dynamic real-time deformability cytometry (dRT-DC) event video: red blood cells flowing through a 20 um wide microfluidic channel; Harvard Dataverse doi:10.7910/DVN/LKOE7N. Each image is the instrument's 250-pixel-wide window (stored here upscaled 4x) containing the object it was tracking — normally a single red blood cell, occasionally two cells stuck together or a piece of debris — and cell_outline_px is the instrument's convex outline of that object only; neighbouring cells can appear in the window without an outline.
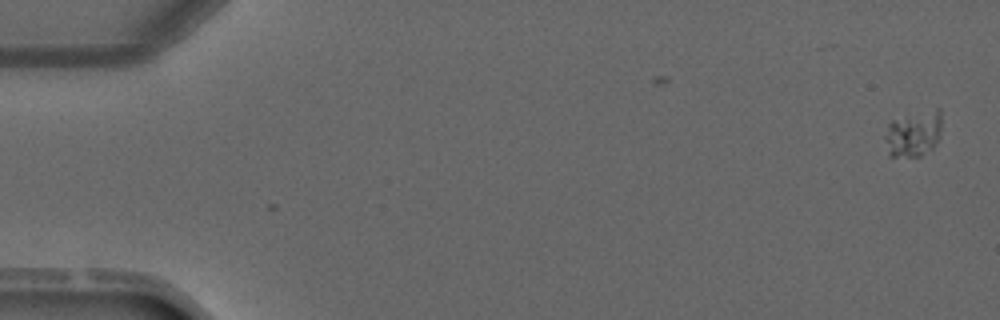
{"species": "common noctule bat (a hibernating species)", "species_latin": "Nyctalus noctula", "temperature_condition": "warm", "stored_images_in_passage": 4, "segment_of_instrument_passage": [2, 2], "camera_frame_rate_fps": 3000, "um_per_image_px": 0.085, "animal": {"sex": "male", "forearm_length_mm": 52.5}, "frame": {"image": 1, "passage_image": 4, "time_ms": 5.0, "image_size_px": [1000, 320], "cell_outline_px": [[940, 132], [936, 144], [932, 148], [920, 156], [888, 156], [884, 136], [888, 124], [892, 120], [936, 108], [940, 108]], "centroid_in_image_um": [77.62, 11.38], "position_along_channel_um": 7.4, "area_um2": 15.03}}